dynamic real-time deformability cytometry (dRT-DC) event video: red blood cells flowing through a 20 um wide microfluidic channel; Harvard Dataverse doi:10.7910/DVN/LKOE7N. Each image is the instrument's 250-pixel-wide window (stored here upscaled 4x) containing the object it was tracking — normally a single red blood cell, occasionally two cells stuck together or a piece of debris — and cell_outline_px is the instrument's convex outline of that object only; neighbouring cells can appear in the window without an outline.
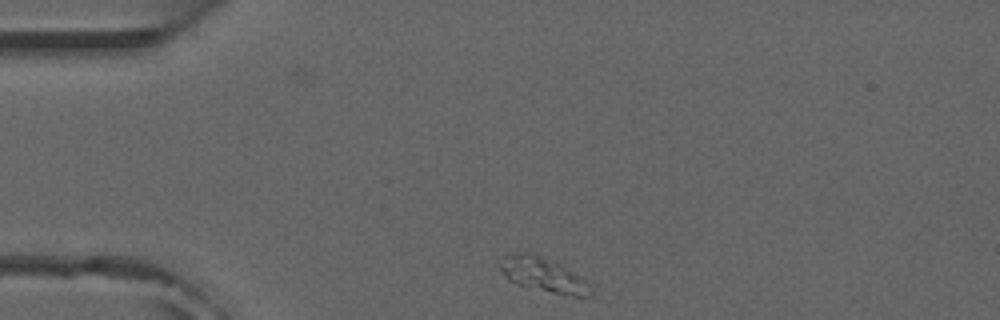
{"species": "common noctule bat (a hibernating species)", "species_latin": "Nyctalus noctula", "temperature_condition": "room temperature", "stored_images_in_passage": 11, "camera_frame_rate_fps": 3000, "um_per_image_px": 0.085, "animal": {"sex": "male", "forearm_length_mm": 52.5}, "frame": {"image": 1, "passage_image": 1, "time_ms": 0.0, "image_size_px": [1000, 320], "cell_outline_px": [[592, 296], [576, 296], [552, 292], [520, 284], [508, 280], [500, 272], [500, 268], [504, 256], [508, 252], [528, 252], [564, 264], [584, 280], [592, 288]], "centroid_in_image_um": [46.17, 23.32], "position_along_channel_um": 38.8, "area_um2": 18.03}}
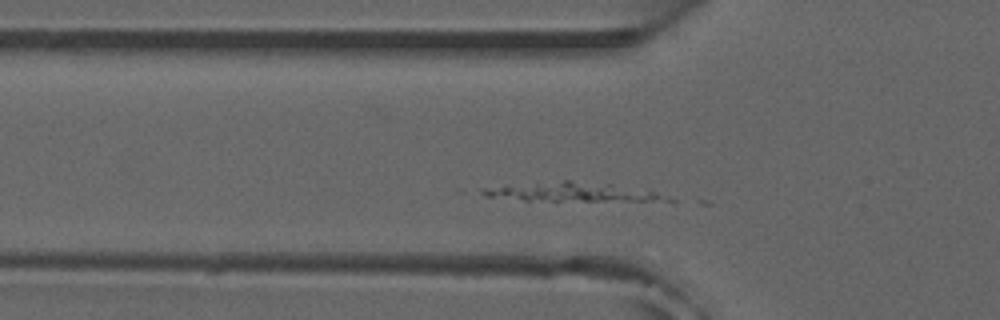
{"frame": {"image": 2, "passage_image": 7, "time_ms": 2.0, "image_size_px": [1000, 320], "cell_outline_px": [[628, 200], [524, 200], [488, 196], [480, 192], [484, 188], [564, 180], [568, 180], [612, 184], [628, 196]], "centroid_in_image_um": [47.45, 16.27], "position_along_channel_um": 78.4, "area_um2": 16.13}}